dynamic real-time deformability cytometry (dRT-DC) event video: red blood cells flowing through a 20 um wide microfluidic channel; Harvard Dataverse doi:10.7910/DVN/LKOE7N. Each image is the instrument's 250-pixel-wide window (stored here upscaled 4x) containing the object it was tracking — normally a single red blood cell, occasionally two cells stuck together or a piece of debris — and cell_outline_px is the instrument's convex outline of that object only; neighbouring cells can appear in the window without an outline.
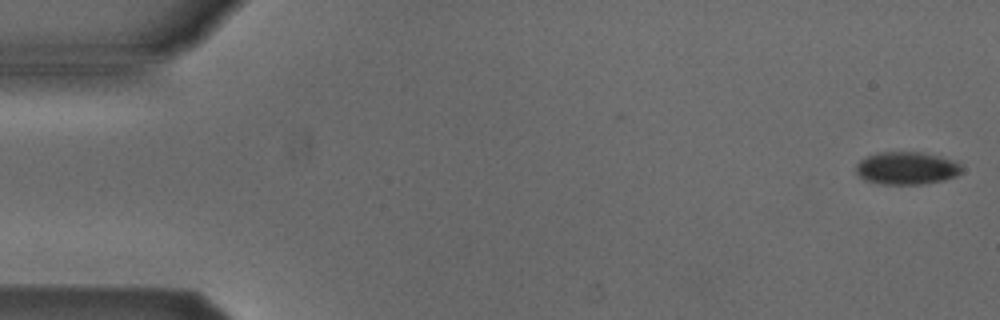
{"species": "Egyptian fruit bat (a non-hibernating species)", "species_latin": "Rousettus aegyptiacus", "temperature_condition": "cold", "stored_images_in_passage": 15, "camera_frame_rate_fps": 3000, "um_per_image_px": 0.085, "animal": {"sex": "male"}, "frame": {"image": 1, "passage_image": 1, "time_ms": 0.0, "image_size_px": [1000, 320], "cell_outline_px": [[960, 172], [956, 176], [944, 180], [920, 184], [880, 184], [864, 180], [856, 172], [856, 164], [860, 160], [868, 156], [880, 152], [920, 152], [940, 156], [952, 160], [960, 164]], "centroid_in_image_um": [77.03, 14.3], "position_along_channel_um": 8.0, "area_um2": 20.0}}